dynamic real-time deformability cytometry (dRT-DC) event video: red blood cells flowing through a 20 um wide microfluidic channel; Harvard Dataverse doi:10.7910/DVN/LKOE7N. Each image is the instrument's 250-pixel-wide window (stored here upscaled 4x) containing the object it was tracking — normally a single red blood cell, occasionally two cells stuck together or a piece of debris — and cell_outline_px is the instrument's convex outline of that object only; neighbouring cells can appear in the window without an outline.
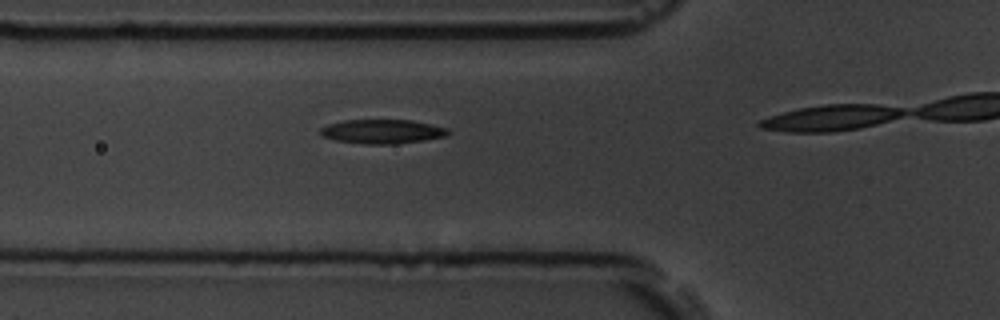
{"species": "common noctule bat (a hibernating species)", "species_latin": "Nyctalus noctula", "temperature_condition": "room temperature", "stored_images_in_passage": 17, "camera_frame_rate_fps": 3000, "um_per_image_px": 0.085, "animal": {"sex": "male", "body_mass_g": 19.5, "forearm_length_mm": 54.6}, "frame": {"image": 1, "passage_image": 5, "time_ms": 4.333, "image_size_px": [1000, 320], "cell_outline_px": [[452, 132], [444, 136], [424, 140], [396, 144], [364, 144], [336, 140], [320, 136], [320, 128], [328, 124], [344, 120], [412, 120], [448, 128]], "centroid_in_image_um": [32.48, 11.18], "position_along_channel_um": 93.3, "area_um2": 18.03}}
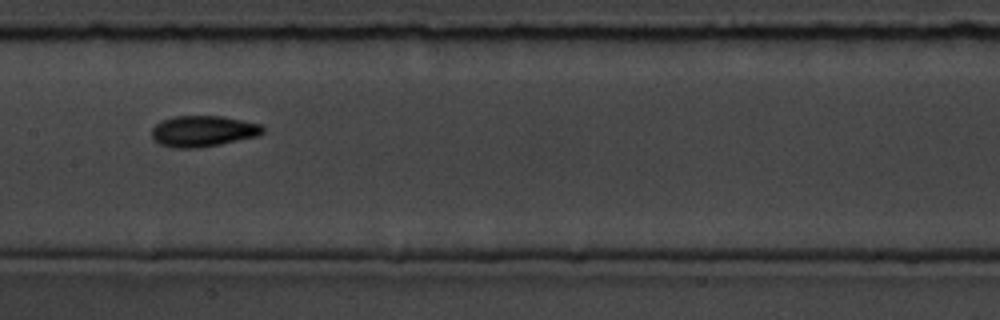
{"frame": {"image": 2, "passage_image": 9, "time_ms": 9.0, "image_size_px": [1000, 320], "cell_outline_px": [[264, 132], [256, 136], [220, 144], [196, 148], [176, 148], [160, 144], [152, 136], [152, 128], [160, 120], [172, 116], [220, 116], [264, 124]], "centroid_in_image_um": [17.26, 11.13], "position_along_channel_um": 190.1, "area_um2": 20.06}}
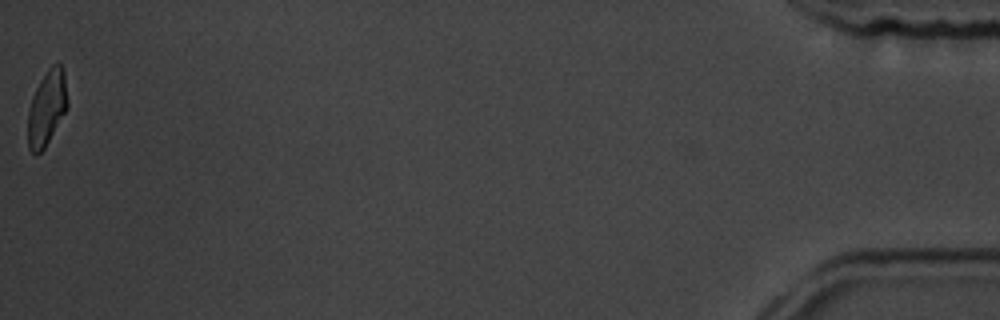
{"frame": {"image": 3, "passage_image": 17, "time_ms": 18.333, "image_size_px": [1000, 320], "cell_outline_px": [[68, 108], [44, 148], [36, 156], [28, 148], [28, 108], [32, 96], [40, 80], [48, 68], [52, 64], [60, 64], [64, 68], [68, 100]], "centroid_in_image_um": [3.99, 9.16], "position_along_channel_um": 431.2, "area_um2": 17.51}, "authors_computed_cell_mechanics": {"area_um2": 18.9006, "velocity_mm_per_s": 3.6445, "shape_relaxation_time_tau1_ms": null, "shape_relaxation_time_tau2_ms": 3.0893, "deformation_change_tau1": null, "deformation_change_tau2": 0.088}}